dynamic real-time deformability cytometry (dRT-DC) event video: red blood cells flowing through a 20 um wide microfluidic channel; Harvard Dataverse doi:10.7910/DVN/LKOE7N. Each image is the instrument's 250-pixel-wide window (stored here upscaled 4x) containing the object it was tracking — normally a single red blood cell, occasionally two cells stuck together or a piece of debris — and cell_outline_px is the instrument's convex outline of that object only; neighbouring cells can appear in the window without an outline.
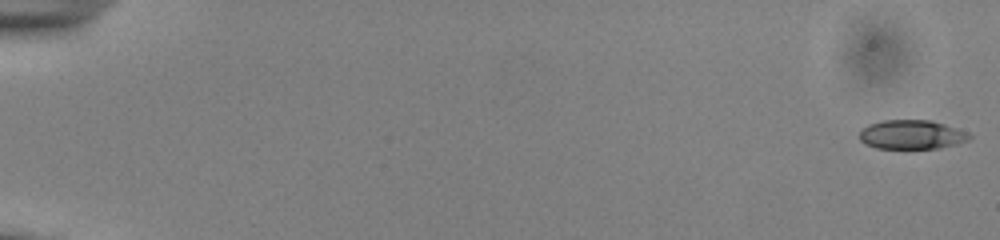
{"species": "common noctule bat (a hibernating species)", "species_latin": "Nyctalus noctula", "temperature_condition": "cold", "stored_images_in_passage": 55, "camera_frame_rate_fps": 3000, "um_per_image_px": 0.085, "animal": {"sex": "male", "body_mass_g": 13.0, "forearm_length_mm": 53.1}, "frame": {"image": 1, "passage_image": 1, "time_ms": 0.0, "image_size_px": [1000, 240], "cell_outline_px": [[972, 136], [968, 140], [956, 144], [940, 148], [876, 148], [864, 144], [860, 140], [860, 128], [868, 124], [880, 120], [932, 120], [968, 132]], "centroid_in_image_um": [77.46, 11.43], "position_along_channel_um": 7.5, "area_um2": 18.79}}
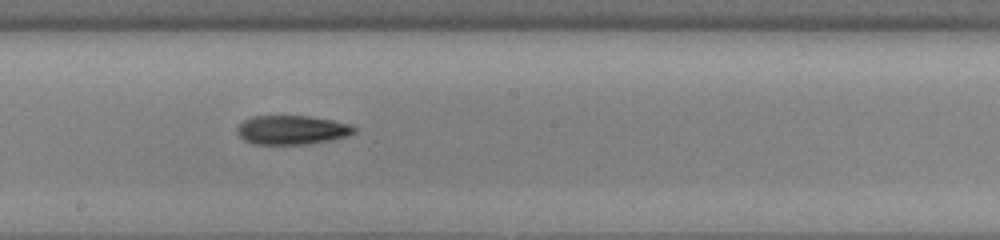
{"frame": {"image": 2, "passage_image": 32, "time_ms": 10.333, "image_size_px": [1000, 240], "cell_outline_px": [[356, 132], [348, 136], [328, 140], [304, 144], [252, 144], [244, 140], [236, 132], [236, 128], [244, 120], [252, 116], [308, 116], [332, 120], [352, 124], [356, 128]], "centroid_in_image_um": [24.81, 11.04], "position_along_channel_um": 223.4, "area_um2": 19.83}}
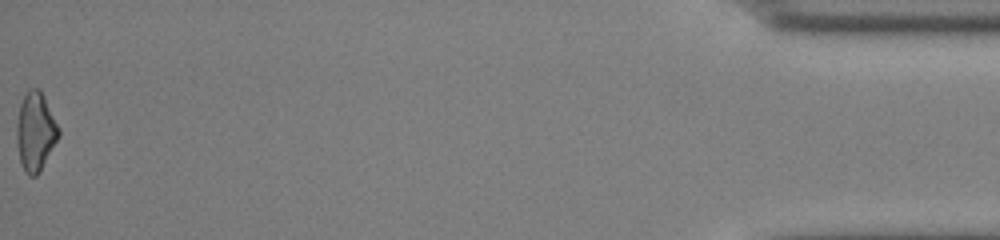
{"frame": {"image": 3, "passage_image": 55, "time_ms": 18.0, "image_size_px": [1000, 240], "cell_outline_px": [[60, 136], [36, 176], [28, 176], [24, 172], [20, 164], [16, 144], [16, 124], [20, 104], [28, 88], [40, 88], [60, 128]], "centroid_in_image_um": [3.0, 11.18], "position_along_channel_um": 432.2, "area_um2": 19.48}, "authors_computed_cell_mechanics": {"area_um2": 19.3052, "velocity_mm_per_s": 3.8786, "shape_relaxation_time_tau1_ms": 6.597, "shape_relaxation_time_tau2_ms": null, "deformation_change_tau1": 0.1653, "deformation_change_tau2": null}}